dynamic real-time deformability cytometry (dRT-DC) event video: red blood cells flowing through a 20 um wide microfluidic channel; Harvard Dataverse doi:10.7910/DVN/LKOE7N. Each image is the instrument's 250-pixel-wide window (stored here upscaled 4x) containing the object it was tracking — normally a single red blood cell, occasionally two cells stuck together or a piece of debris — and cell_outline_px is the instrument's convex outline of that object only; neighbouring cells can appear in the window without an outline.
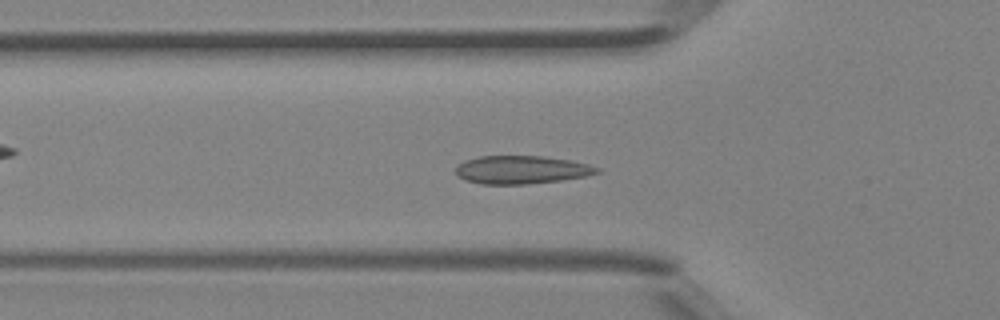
{"species": "Egyptian fruit bat (a non-hibernating species)", "species_latin": "Rousettus aegyptiacus", "temperature_condition": "room temperature", "stored_images_in_passage": 39, "camera_frame_rate_fps": 3000, "um_per_image_px": 0.085, "animal": {"sex": "female"}, "frame": {"image": 1, "passage_image": 8, "time_ms": 2.333, "image_size_px": [1000, 320], "cell_outline_px": [[600, 172], [584, 176], [560, 180], [524, 184], [480, 184], [464, 180], [456, 176], [456, 168], [464, 160], [480, 156], [540, 156], [568, 160], [588, 164], [600, 168]], "centroid_in_image_um": [44.27, 14.43], "position_along_channel_um": 81.5, "area_um2": 23.0}}
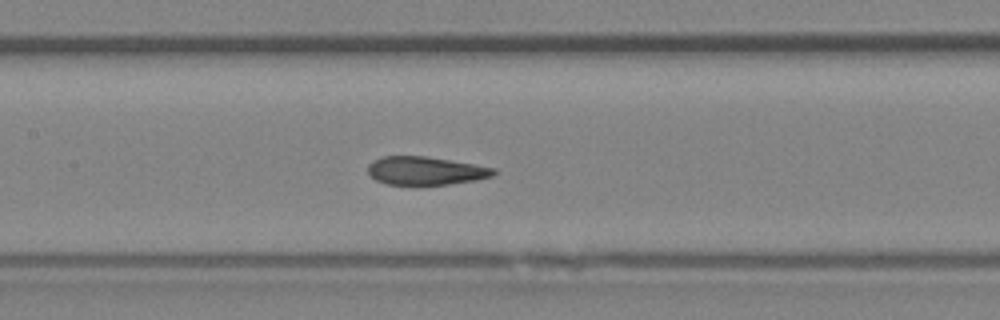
{"frame": {"image": 2, "passage_image": 14, "time_ms": 4.333, "image_size_px": [1000, 320], "cell_outline_px": [[496, 172], [492, 176], [476, 180], [448, 184], [388, 184], [376, 180], [368, 176], [368, 164], [372, 160], [384, 156], [428, 156], [496, 168]], "centroid_in_image_um": [36.14, 14.5], "position_along_channel_um": 171.3, "area_um2": 20.69}}
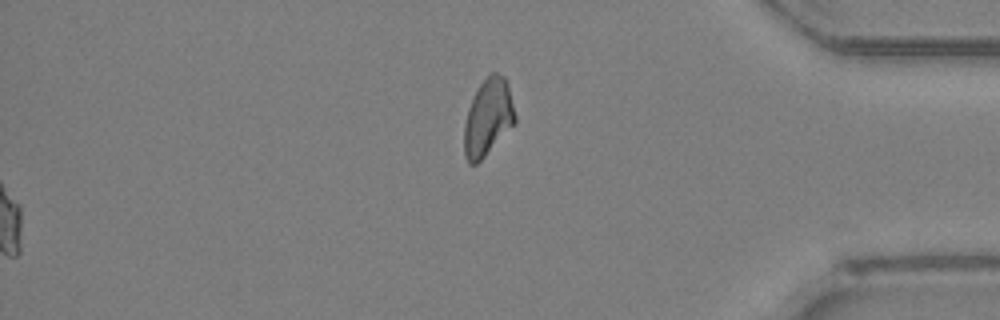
{"frame": {"image": 3, "passage_image": 39, "time_ms": 12.667, "image_size_px": [1000, 320], "cell_outline_px": [[516, 120], [484, 156], [476, 164], [468, 164], [464, 156], [464, 124], [468, 108], [480, 84], [492, 72], [496, 72], [504, 76], [508, 84], [516, 116]], "centroid_in_image_um": [41.46, 9.97], "position_along_channel_um": 393.7, "area_um2": 22.37}, "authors_computed_cell_mechanics": {"area_um2": 21.5016, "velocity_mm_per_s": 4.49, "shape_relaxation_time_tau1_ms": 7.5283, "shape_relaxation_time_tau2_ms": 1.3012, "deformation_change_tau1": 0.1631, "deformation_change_tau2": 0.0431}}